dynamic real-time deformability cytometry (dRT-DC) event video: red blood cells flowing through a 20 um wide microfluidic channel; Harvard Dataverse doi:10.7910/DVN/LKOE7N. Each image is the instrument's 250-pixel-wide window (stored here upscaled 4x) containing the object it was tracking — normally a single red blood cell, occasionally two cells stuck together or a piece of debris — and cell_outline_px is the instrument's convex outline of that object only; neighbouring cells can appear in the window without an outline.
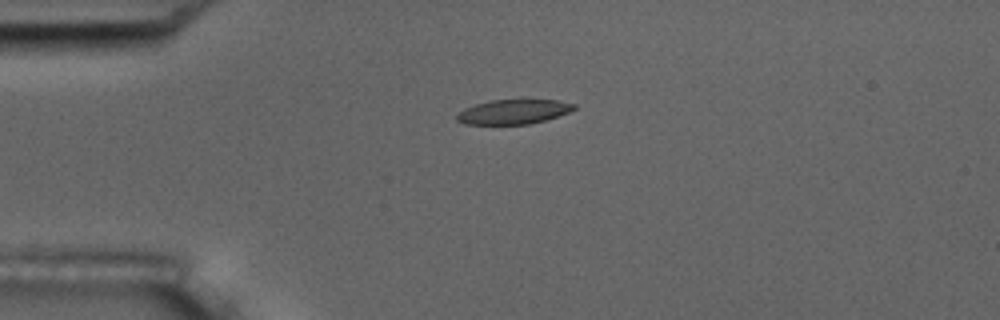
{"species": "common noctule bat (a hibernating species)", "species_latin": "Nyctalus noctula", "temperature_condition": "room temperature", "stored_images_in_passage": 3, "camera_frame_rate_fps": 3000, "um_per_image_px": 0.085, "animal": {"sex": "male", "body_mass_g": 17.5, "forearm_length_mm": 52.3}, "frame": {"image": 1, "passage_image": 1, "time_ms": 0.0, "image_size_px": [1000, 320], "cell_outline_px": [[576, 108], [568, 112], [544, 120], [528, 124], [464, 124], [456, 120], [456, 116], [464, 108], [488, 100], [560, 100], [576, 104]], "centroid_in_image_um": [43.63, 9.49], "position_along_channel_um": 41.4, "area_um2": 16.65}}